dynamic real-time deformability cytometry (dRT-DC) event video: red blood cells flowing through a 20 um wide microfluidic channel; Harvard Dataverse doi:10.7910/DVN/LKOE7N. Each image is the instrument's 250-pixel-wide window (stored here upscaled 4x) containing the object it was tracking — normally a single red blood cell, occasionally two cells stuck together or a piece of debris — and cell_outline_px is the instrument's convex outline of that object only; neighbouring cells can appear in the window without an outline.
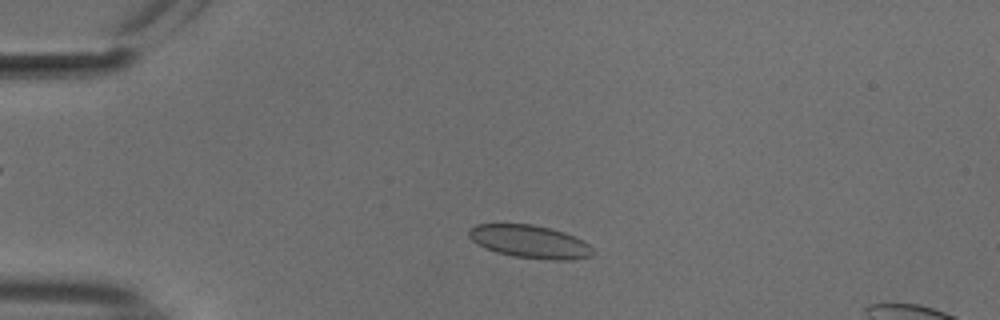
{"species": "common noctule bat (a hibernating species)", "species_latin": "Nyctalus noctula", "temperature_condition": "cold", "stored_images_in_passage": 50, "camera_frame_rate_fps": 3000, "um_per_image_px": 0.085, "animal": {"sex": "male", "body_mass_g": 18.8}, "frame": {"image": 1, "passage_image": 9, "time_ms": 2.667, "image_size_px": [1000, 320], "cell_outline_px": [[592, 256], [572, 260], [552, 260], [512, 256], [496, 252], [484, 248], [472, 240], [468, 236], [468, 228], [476, 224], [532, 224], [552, 228], [564, 232], [584, 240], [592, 248]], "centroid_in_image_um": [45.03, 20.53], "position_along_channel_um": 40.0, "area_um2": 23.99}}
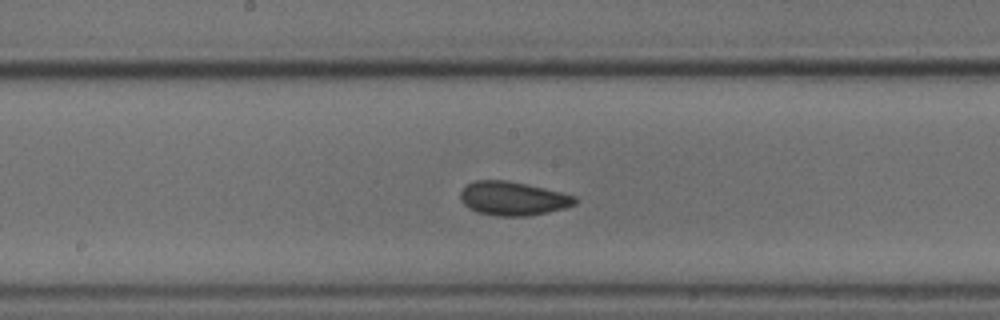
{"frame": {"image": 2, "passage_image": 25, "time_ms": 8.0, "image_size_px": [1000, 320], "cell_outline_px": [[580, 200], [576, 204], [564, 208], [548, 212], [528, 216], [496, 216], [476, 212], [468, 208], [460, 200], [460, 192], [468, 184], [476, 180], [504, 180], [544, 188], [576, 196]], "centroid_in_image_um": [43.6, 16.88], "position_along_channel_um": 204.6, "area_um2": 22.6}}
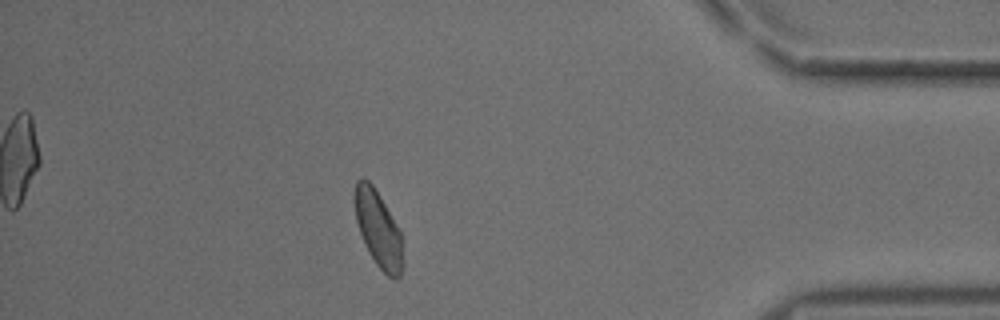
{"frame": {"image": 3, "passage_image": 44, "time_ms": 14.333, "image_size_px": [1000, 320], "cell_outline_px": [[404, 264], [400, 276], [396, 280], [388, 276], [376, 264], [368, 252], [360, 232], [356, 220], [352, 200], [356, 180], [360, 176], [364, 176], [372, 184], [396, 224], [400, 232], [404, 260]], "centroid_in_image_um": [32.12, 19.45], "position_along_channel_um": 403.1, "area_um2": 21.62}, "authors_computed_cell_mechanics": {"area_um2": 22.3397, "velocity_mm_per_s": 3.7179, "shape_relaxation_time_tau1_ms": 3.9863, "shape_relaxation_time_tau2_ms": 0.7034, "deformation_change_tau1": 0.0574, "deformation_change_tau2": 0.0523}}